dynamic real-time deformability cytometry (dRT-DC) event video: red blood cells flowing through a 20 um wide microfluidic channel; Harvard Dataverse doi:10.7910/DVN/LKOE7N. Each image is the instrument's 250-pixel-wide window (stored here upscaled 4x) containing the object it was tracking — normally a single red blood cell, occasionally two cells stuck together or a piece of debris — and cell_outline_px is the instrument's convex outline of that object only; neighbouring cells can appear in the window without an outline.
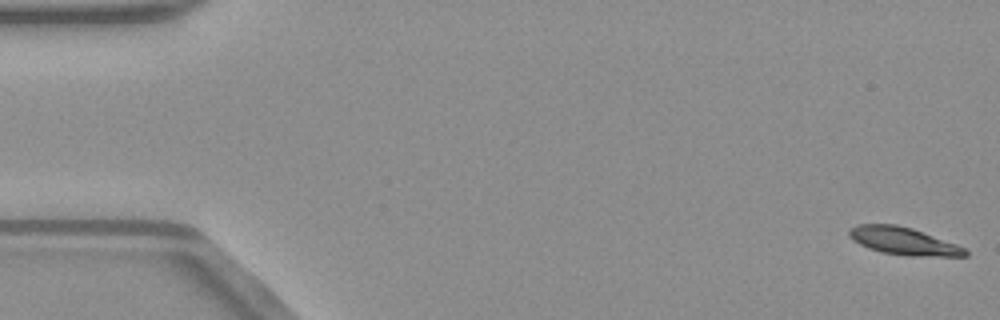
{"species": "common noctule bat (a hibernating species)", "species_latin": "Nyctalus noctula", "temperature_condition": "warm", "stored_images_in_passage": 52, "camera_frame_rate_fps": 3000, "um_per_image_px": 0.085, "animal": {"sex": "male", "body_mass_g": 23.1, "forearm_length_mm": 52.7}, "frame": {"image": 1, "passage_image": 1, "time_ms": 0.0, "image_size_px": [1000, 320], "cell_outline_px": [[968, 256], [908, 256], [880, 252], [868, 248], [852, 240], [848, 236], [848, 228], [856, 224], [896, 224], [912, 228], [956, 244], [964, 248], [968, 252]], "centroid_in_image_um": [76.74, 20.48], "position_along_channel_um": 8.3, "area_um2": 18.73}}
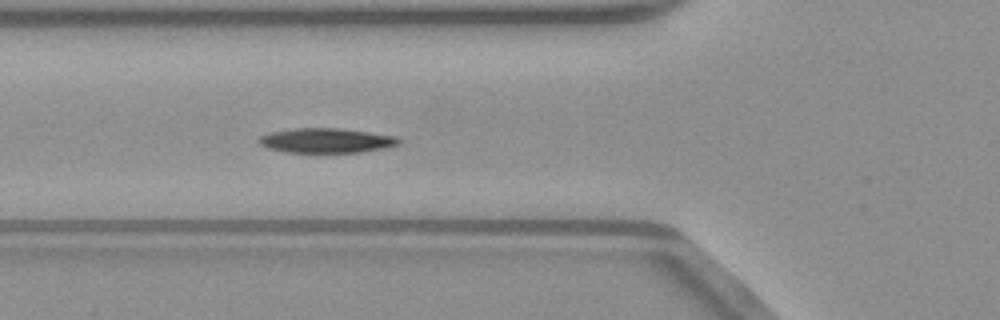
{"frame": {"image": 2, "passage_image": 19, "time_ms": 6.0, "image_size_px": [1000, 320], "cell_outline_px": [[400, 144], [384, 148], [360, 152], [284, 152], [268, 148], [260, 144], [256, 140], [260, 136], [272, 132], [292, 128], [340, 128], [396, 136], [400, 140]], "centroid_in_image_um": [27.71, 11.94], "position_along_channel_um": 98.1, "area_um2": 20.06}}
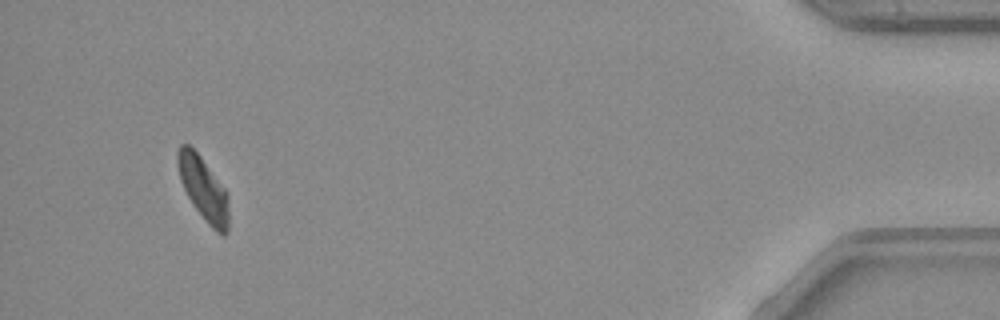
{"frame": {"image": 3, "passage_image": 49, "time_ms": 16.0, "image_size_px": [1000, 320], "cell_outline_px": [[228, 232], [224, 236], [216, 232], [208, 224], [196, 208], [188, 196], [180, 180], [176, 160], [176, 152], [180, 144], [188, 144], [200, 156], [224, 188], [228, 196]], "centroid_in_image_um": [17.28, 16.04], "position_along_channel_um": 417.9, "area_um2": 18.67}, "authors_computed_cell_mechanics": {"area_um2": 19.7098, "velocity_mm_per_s": 3.9972, "shape_relaxation_time_tau1_ms": 3.9217, "shape_relaxation_time_tau2_ms": null, "deformation_change_tau1": 0.1542, "deformation_change_tau2": null}}